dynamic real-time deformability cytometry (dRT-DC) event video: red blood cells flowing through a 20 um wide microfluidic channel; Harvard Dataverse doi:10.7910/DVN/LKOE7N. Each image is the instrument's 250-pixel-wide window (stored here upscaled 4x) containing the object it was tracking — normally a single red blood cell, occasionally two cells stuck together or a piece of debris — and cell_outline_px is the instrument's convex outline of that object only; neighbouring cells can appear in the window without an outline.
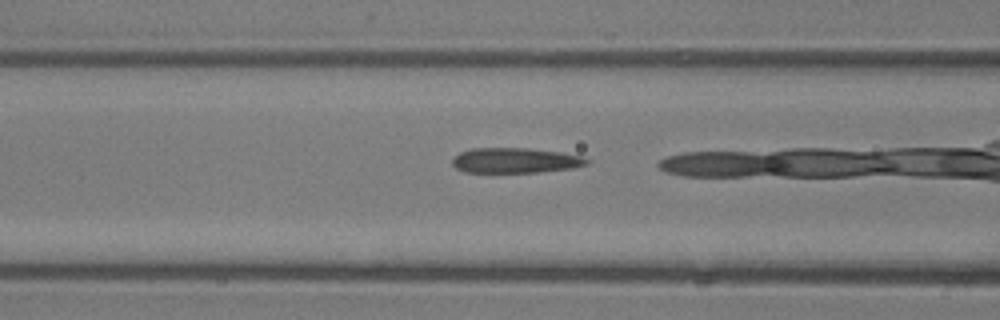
{"species": "common noctule bat (a hibernating species)", "species_latin": "Nyctalus noctula", "temperature_condition": "room temperature", "stored_images_in_passage": 21, "camera_frame_rate_fps": 3000, "um_per_image_px": 0.085, "animal": {"sex": "male", "body_mass_g": 13.3}, "frame": {"image": 1, "passage_image": 4, "time_ms": 1.0, "image_size_px": [1000, 320], "cell_outline_px": [[592, 160], [588, 164], [572, 168], [536, 172], [468, 172], [456, 168], [452, 164], [452, 160], [460, 152], [472, 148], [528, 148], [560, 152], [580, 156]], "centroid_in_image_um": [43.82, 13.63], "position_along_channel_um": 122.8, "area_um2": 19.59}}
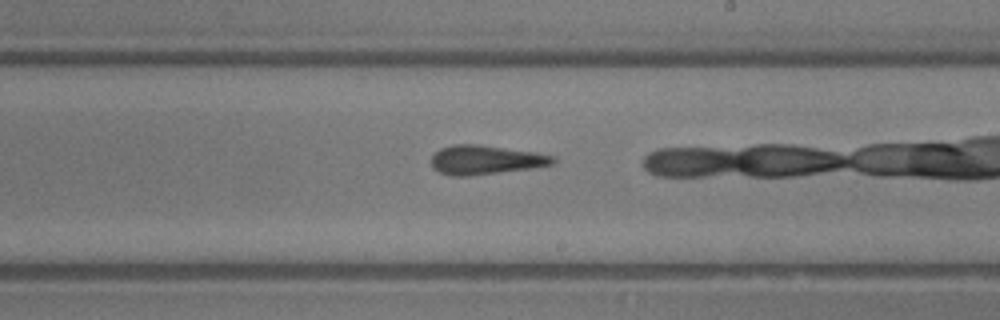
{"frame": {"image": 2, "passage_image": 12, "time_ms": 3.667, "image_size_px": [1000, 320], "cell_outline_px": [[556, 160], [552, 164], [532, 168], [468, 176], [452, 176], [440, 172], [432, 168], [432, 156], [440, 148], [452, 144], [476, 144], [536, 152], [556, 156]], "centroid_in_image_um": [41.27, 13.58], "position_along_channel_um": 247.7, "area_um2": 20.63}}
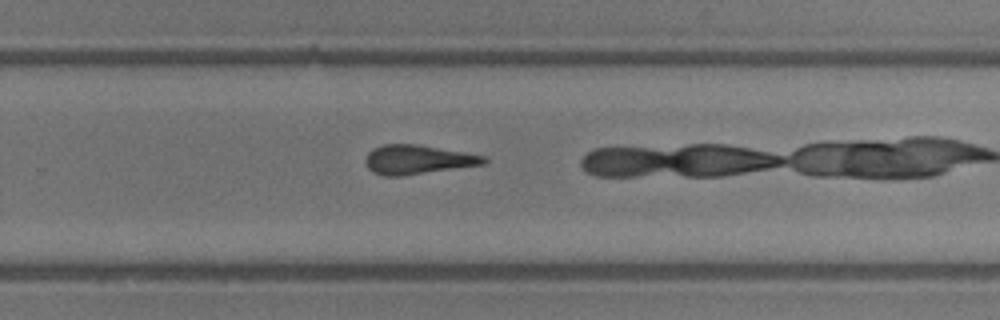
{"frame": {"image": 3, "passage_image": 15, "time_ms": 4.667, "image_size_px": [1000, 320], "cell_outline_px": [[488, 160], [484, 164], [400, 176], [384, 176], [372, 172], [368, 168], [364, 160], [368, 152], [384, 144], [416, 144], [488, 156]], "centroid_in_image_um": [35.5, 13.56], "position_along_channel_um": 294.3, "area_um2": 20.0}}